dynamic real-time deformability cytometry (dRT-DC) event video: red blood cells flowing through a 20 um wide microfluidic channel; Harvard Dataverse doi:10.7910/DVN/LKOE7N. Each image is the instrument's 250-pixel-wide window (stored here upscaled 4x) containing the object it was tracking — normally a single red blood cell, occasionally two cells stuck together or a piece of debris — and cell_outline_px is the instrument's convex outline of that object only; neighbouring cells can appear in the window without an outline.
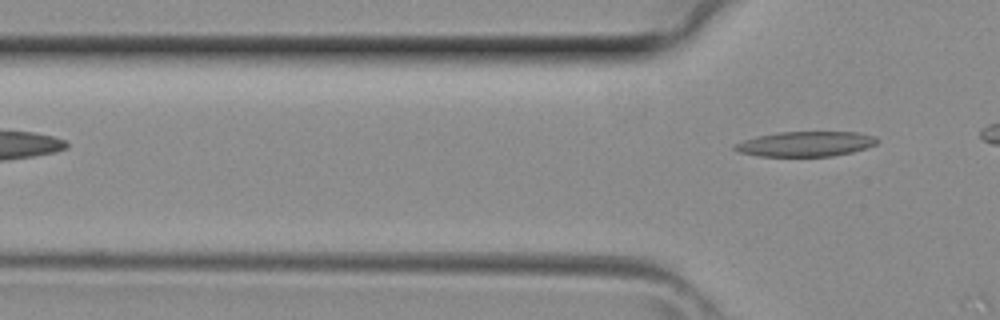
{"species": "common noctule bat (a hibernating species)", "species_latin": "Nyctalus noctula", "temperature_condition": "room temperature", "stored_images_in_passage": 4, "segment_of_instrument_passage": [2, 2], "camera_frame_rate_fps": 3000, "um_per_image_px": 0.085, "animal": {"sex": "female", "body_mass_g": 29.2, "forearm_length_mm": 56.3}, "frame": {"image": 1, "passage_image": 4, "time_ms": 1.0, "image_size_px": [1000, 320], "cell_outline_px": [[880, 140], [876, 144], [852, 152], [832, 156], [760, 156], [736, 152], [732, 148], [732, 144], [756, 136], [780, 132], [860, 132], [876, 136]], "centroid_in_image_um": [68.45, 12.23], "position_along_channel_um": 57.3, "area_um2": 20.92}}